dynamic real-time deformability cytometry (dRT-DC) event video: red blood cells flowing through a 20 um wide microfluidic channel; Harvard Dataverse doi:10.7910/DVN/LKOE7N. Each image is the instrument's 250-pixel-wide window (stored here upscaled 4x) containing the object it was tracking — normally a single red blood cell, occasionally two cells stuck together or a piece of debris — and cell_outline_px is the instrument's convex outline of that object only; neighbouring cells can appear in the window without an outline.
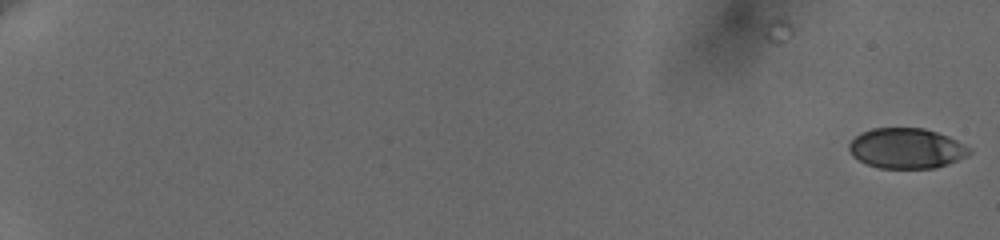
{"species": "human", "species_latin": "Homo sapiens", "temperature_condition": "cold", "stored_images_in_passage": 60, "camera_frame_rate_fps": 3000, "um_per_image_px": 0.085, "donor": {"sex": "female"}, "frame": {"image": 1, "passage_image": 1, "time_ms": 0.0, "image_size_px": [1000, 240], "cell_outline_px": [[972, 152], [968, 156], [948, 164], [936, 168], [880, 168], [868, 164], [852, 156], [848, 148], [848, 144], [860, 132], [872, 128], [924, 128], [948, 136], [972, 148]], "centroid_in_image_um": [77.07, 12.61], "position_along_channel_um": 7.9, "area_um2": 28.38}}
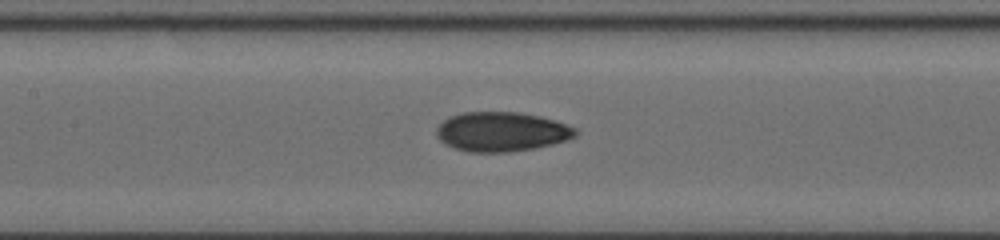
{"frame": {"image": 2, "passage_image": 33, "time_ms": 10.667, "image_size_px": [1000, 240], "cell_outline_px": [[576, 136], [568, 140], [536, 148], [508, 152], [468, 152], [452, 148], [444, 144], [436, 136], [436, 128], [448, 116], [460, 112], [520, 112], [540, 116], [556, 120], [576, 128]], "centroid_in_image_um": [42.61, 11.19], "position_along_channel_um": 164.8, "area_um2": 32.37}}
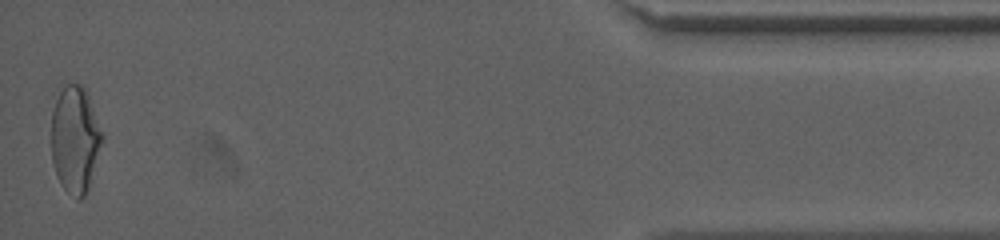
{"frame": {"image": 3, "passage_image": 60, "time_ms": 19.667, "image_size_px": [1000, 240], "cell_outline_px": [[104, 136], [84, 196], [80, 200], [76, 200], [60, 184], [56, 176], [52, 160], [52, 112], [56, 100], [60, 92], [68, 84], [84, 84]], "centroid_in_image_um": [6.37, 11.84], "position_along_channel_um": 428.8, "area_um2": 31.21}, "authors_computed_cell_mechanics": {"area_um2": 30.3739, "velocity_mm_per_s": 3.6534, "shape_relaxation_time_tau1_ms": null, "shape_relaxation_time_tau2_ms": 1.6549, "deformation_change_tau1": null, "deformation_change_tau2": 0.0717}}